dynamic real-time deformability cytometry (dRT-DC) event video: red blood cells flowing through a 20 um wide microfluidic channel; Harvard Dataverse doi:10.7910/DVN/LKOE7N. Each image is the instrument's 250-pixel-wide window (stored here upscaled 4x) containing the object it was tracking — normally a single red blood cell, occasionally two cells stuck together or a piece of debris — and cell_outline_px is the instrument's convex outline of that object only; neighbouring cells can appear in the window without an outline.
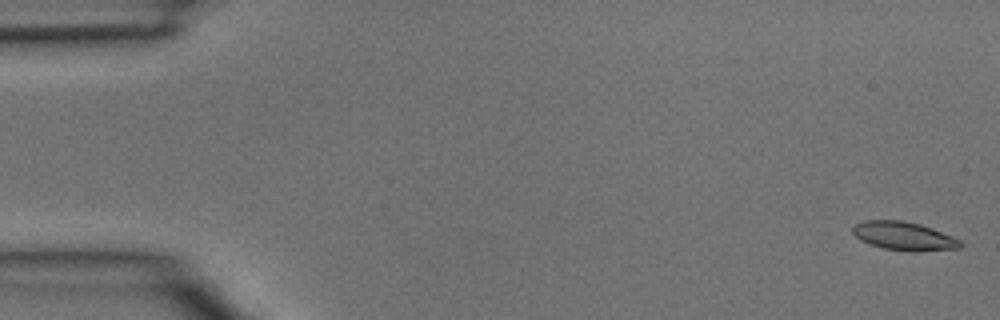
{"species": "common noctule bat (a hibernating species)", "species_latin": "Nyctalus noctula", "temperature_condition": "room temperature", "stored_images_in_passage": 39, "camera_frame_rate_fps": 3000, "um_per_image_px": 0.085, "animal": {"sex": "male", "body_mass_g": 15.6}, "frame": {"image": 1, "passage_image": 1, "time_ms": 0.0, "image_size_px": [1000, 320], "cell_outline_px": [[964, 244], [960, 248], [916, 252], [912, 252], [884, 248], [868, 244], [860, 240], [852, 232], [852, 228], [856, 224], [864, 220], [900, 220], [920, 224], [932, 228], [952, 236], [960, 240]], "centroid_in_image_um": [76.84, 20.07], "position_along_channel_um": 8.2, "area_um2": 17.98}}
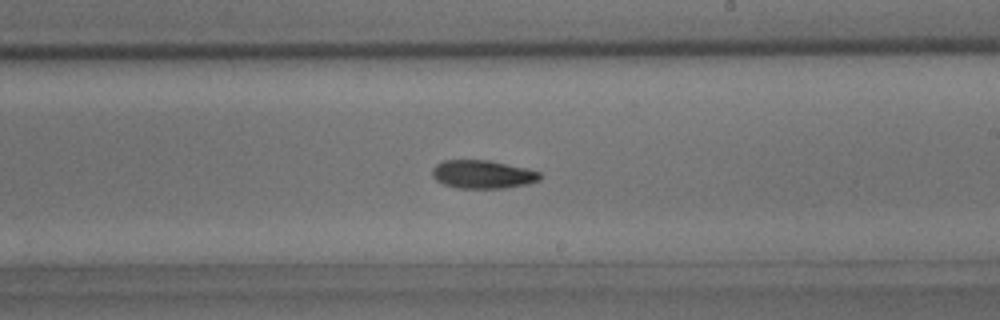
{"frame": {"image": 2, "passage_image": 23, "time_ms": 7.333, "image_size_px": [1000, 320], "cell_outline_px": [[544, 176], [540, 180], [528, 184], [504, 188], [456, 188], [444, 184], [436, 180], [432, 176], [432, 168], [436, 164], [444, 160], [488, 160], [528, 168], [540, 172]], "centroid_in_image_um": [41.06, 14.82], "position_along_channel_um": 247.9, "area_um2": 17.98}}
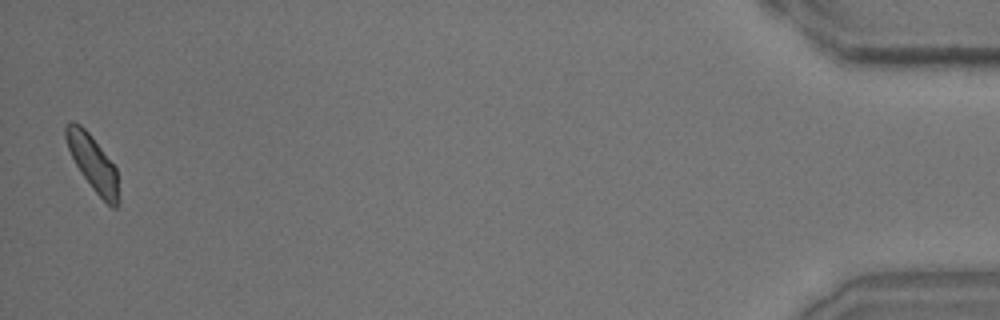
{"frame": {"image": 3, "passage_image": 39, "time_ms": 12.667, "image_size_px": [1000, 320], "cell_outline_px": [[120, 200], [116, 208], [112, 208], [92, 188], [80, 172], [68, 148], [64, 136], [64, 124], [68, 120], [72, 120], [80, 124], [92, 136], [116, 168], [120, 196]], "centroid_in_image_um": [7.88, 13.83], "position_along_channel_um": 427.3, "area_um2": 17.17}}